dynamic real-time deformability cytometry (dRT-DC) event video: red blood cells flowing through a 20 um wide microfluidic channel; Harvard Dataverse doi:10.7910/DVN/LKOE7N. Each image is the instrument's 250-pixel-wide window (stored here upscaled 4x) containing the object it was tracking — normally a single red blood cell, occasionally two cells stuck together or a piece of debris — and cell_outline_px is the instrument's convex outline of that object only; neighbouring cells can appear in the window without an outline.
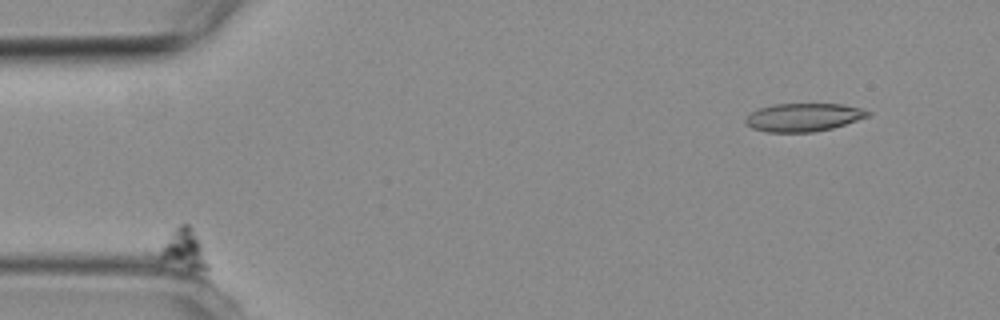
{"species": "common noctule bat (a hibernating species)", "species_latin": "Nyctalus noctula", "temperature_condition": "room temperature", "stored_images_in_passage": 5, "camera_frame_rate_fps": 3000, "um_per_image_px": 0.085, "animal": {"sex": "female", "body_mass_g": 19.3, "forearm_length_mm": 54.1}, "frame": {"image": 1, "passage_image": 1, "time_ms": 0.0, "image_size_px": [1000, 320], "cell_outline_px": [[208, 268], [188, 268], [156, 260], [148, 256], [144, 252], [180, 224], [188, 224], [200, 244], [208, 264]], "centroid_in_image_um": [15.25, 21.17], "position_along_channel_um": 69.8, "area_um2": 12.2}}
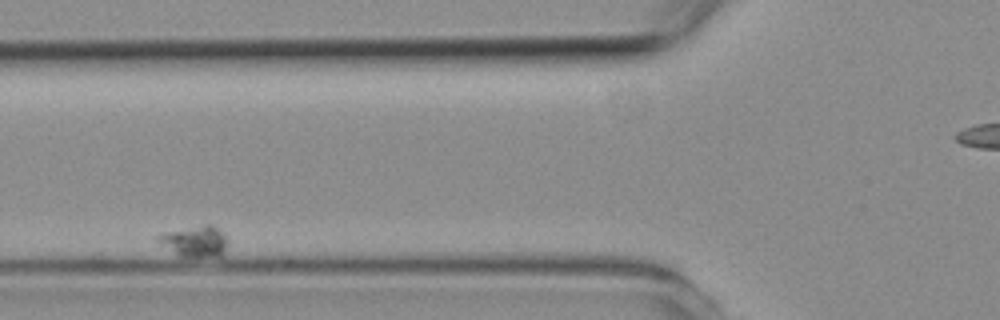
{"frame": {"image": 2, "passage_image": 3, "time_ms": 2.333, "image_size_px": [1000, 320], "cell_outline_px": [[228, 240], [224, 256], [180, 256], [156, 240], [156, 232], [204, 224], [212, 224], [224, 232], [228, 236]], "centroid_in_image_um": [16.57, 20.46], "position_along_channel_um": 109.2, "area_um2": 13.01}}
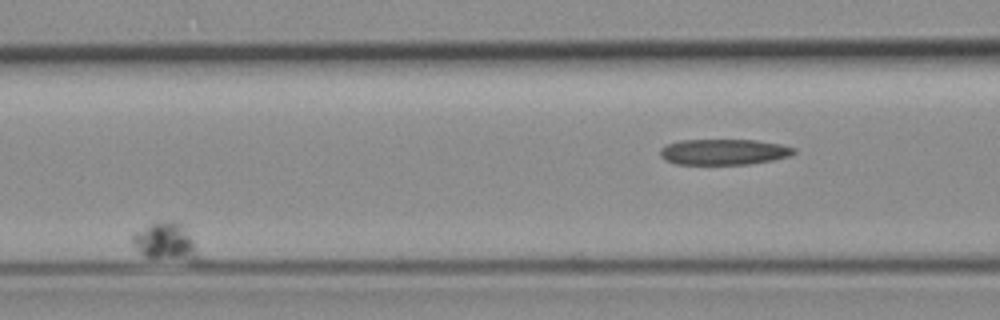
{"frame": {"image": 3, "passage_image": 5, "time_ms": 4.667, "image_size_px": [1000, 320], "cell_outline_px": [[200, 260], [188, 260], [144, 256], [140, 252], [132, 240], [132, 236], [136, 232], [152, 224], [164, 220], [176, 220], [180, 224], [192, 240], [200, 256]], "centroid_in_image_um": [14.1, 20.53], "position_along_channel_um": 152.5, "area_um2": 13.81}}